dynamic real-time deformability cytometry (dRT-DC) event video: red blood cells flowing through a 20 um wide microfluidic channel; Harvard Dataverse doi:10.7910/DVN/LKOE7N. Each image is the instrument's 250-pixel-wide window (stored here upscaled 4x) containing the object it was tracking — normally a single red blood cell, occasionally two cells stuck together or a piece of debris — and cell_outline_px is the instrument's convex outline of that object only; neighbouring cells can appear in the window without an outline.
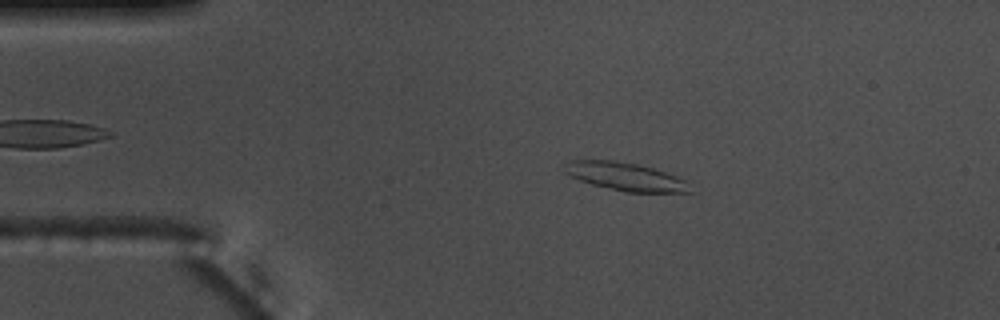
{"species": "common noctule bat (a hibernating species)", "species_latin": "Nyctalus noctula", "temperature_condition": "warm", "stored_images_in_passage": 55, "camera_frame_rate_fps": 3000, "um_per_image_px": 0.085, "animal": {"sex": "male", "body_mass_g": 17.5, "forearm_length_mm": 52.3}, "frame": {"image": 1, "passage_image": 10, "time_ms": 3.0, "image_size_px": [1000, 320], "cell_outline_px": [[692, 192], [628, 192], [592, 184], [580, 180], [564, 172], [564, 164], [568, 160], [612, 160], [636, 164], [652, 168], [692, 180]], "centroid_in_image_um": [53.25, 15.01], "position_along_channel_um": 31.7, "area_um2": 20.69}}
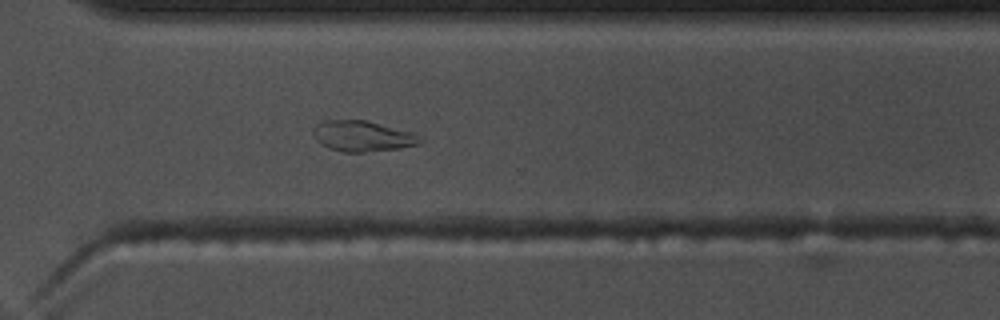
{"frame": {"image": 2, "passage_image": 39, "time_ms": 12.667, "image_size_px": [1000, 320], "cell_outline_px": [[424, 140], [420, 144], [400, 148], [364, 152], [344, 152], [328, 148], [316, 140], [312, 132], [312, 128], [316, 124], [324, 120], [368, 120], [412, 132]], "centroid_in_image_um": [30.8, 11.56], "position_along_channel_um": 339.8, "area_um2": 19.25}}
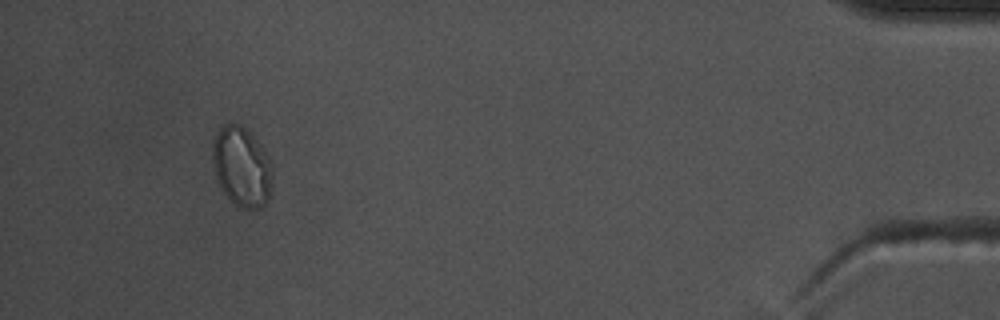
{"frame": {"image": 3, "passage_image": 51, "time_ms": 16.667, "image_size_px": [1000, 320], "cell_outline_px": [[272, 188], [268, 200], [260, 208], [240, 208], [224, 192], [216, 176], [212, 156], [212, 144], [220, 128], [224, 124], [240, 124], [260, 144], [272, 160]], "centroid_in_image_um": [20.58, 14.18], "position_along_channel_um": 414.6, "area_um2": 27.63}, "authors_computed_cell_mechanics": {"area_um2": 20.2878, "velocity_mm_per_s": 3.6511, "shape_relaxation_time_tau1_ms": null, "shape_relaxation_time_tau2_ms": 2.7623, "deformation_change_tau1": null, "deformation_change_tau2": 0.0664}}